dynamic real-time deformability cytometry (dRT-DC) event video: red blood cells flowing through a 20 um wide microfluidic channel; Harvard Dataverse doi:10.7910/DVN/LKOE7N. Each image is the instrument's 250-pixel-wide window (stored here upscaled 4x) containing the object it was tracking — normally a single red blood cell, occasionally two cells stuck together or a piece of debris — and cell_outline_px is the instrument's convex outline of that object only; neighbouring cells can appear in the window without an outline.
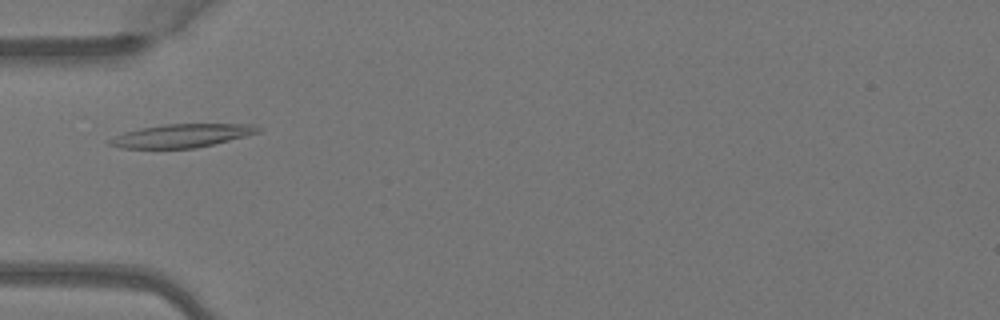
{"species": "Egyptian fruit bat (a non-hibernating species)", "species_latin": "Rousettus aegyptiacus", "temperature_condition": "warm", "stored_images_in_passage": 5, "camera_frame_rate_fps": 3000, "um_per_image_px": 0.085, "animal": {"sex": "female"}, "frame": {"image": 1, "passage_image": 4, "time_ms": 1.0, "image_size_px": [1000, 320], "cell_outline_px": [[264, 128], [260, 132], [196, 148], [120, 148], [108, 144], [108, 140], [124, 132], [140, 128], [164, 124], [252, 124]], "centroid_in_image_um": [15.45, 11.52], "position_along_channel_um": 69.5, "area_um2": 20.06}}
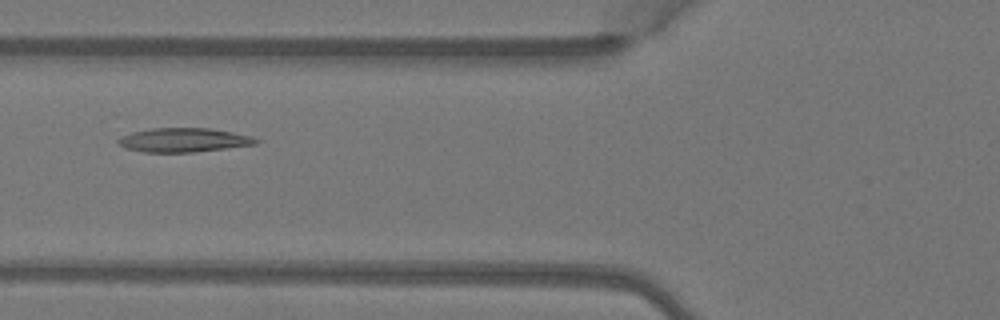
{"frame": {"image": 2, "passage_image": 5, "time_ms": 1.333, "image_size_px": [1000, 320], "cell_outline_px": [[260, 140], [256, 144], [192, 152], [144, 152], [124, 148], [116, 140], [120, 136], [132, 132], [152, 128], [208, 128], [232, 132], [252, 136]], "centroid_in_image_um": [15.58, 11.9], "position_along_channel_um": 110.2, "area_um2": 19.19}}